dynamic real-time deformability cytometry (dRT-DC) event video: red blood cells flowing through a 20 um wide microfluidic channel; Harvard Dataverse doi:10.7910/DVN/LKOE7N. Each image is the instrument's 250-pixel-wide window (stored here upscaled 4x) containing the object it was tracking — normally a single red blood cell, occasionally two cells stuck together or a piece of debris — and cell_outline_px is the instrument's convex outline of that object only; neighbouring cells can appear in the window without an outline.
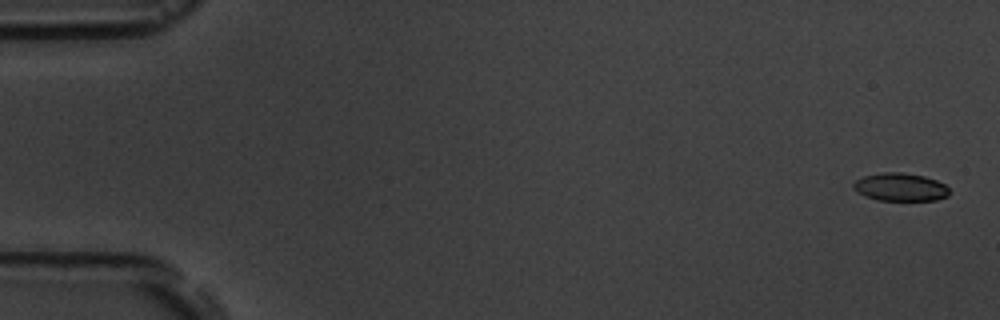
{"species": "common noctule bat (a hibernating species)", "species_latin": "Nyctalus noctula", "temperature_condition": "room temperature", "stored_images_in_passage": 5, "segment_of_instrument_passage": [2, 2], "camera_frame_rate_fps": 3000, "um_per_image_px": 0.085, "animal": {"sex": "male", "body_mass_g": 19.5, "forearm_length_mm": 54.6}, "frame": {"image": 1, "passage_image": 5, "time_ms": 6.333, "image_size_px": [1000, 320], "cell_outline_px": [[948, 196], [936, 200], [876, 200], [864, 196], [856, 192], [852, 188], [852, 184], [856, 180], [864, 176], [884, 172], [900, 172], [924, 176], [936, 180], [944, 184], [948, 188]], "centroid_in_image_um": [76.49, 15.9], "position_along_channel_um": 8.5, "area_um2": 15.66}}